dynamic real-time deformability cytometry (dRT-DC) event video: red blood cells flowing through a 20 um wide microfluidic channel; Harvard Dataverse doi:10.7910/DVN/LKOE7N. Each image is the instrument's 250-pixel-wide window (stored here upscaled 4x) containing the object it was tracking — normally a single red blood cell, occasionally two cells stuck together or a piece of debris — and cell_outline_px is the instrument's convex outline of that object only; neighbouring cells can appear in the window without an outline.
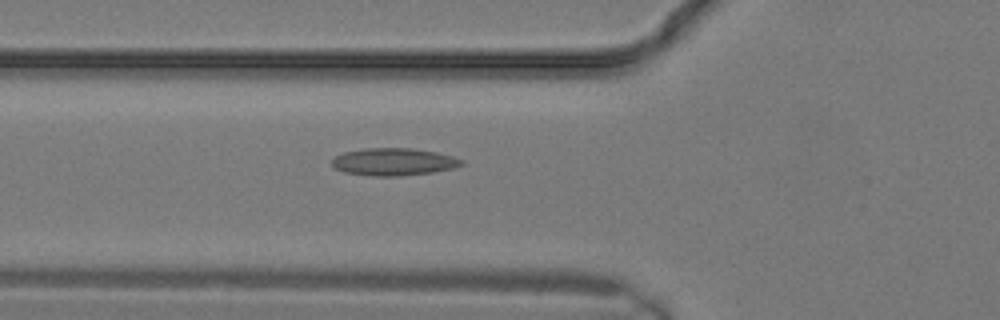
{"species": "common noctule bat (a hibernating species)", "species_latin": "Nyctalus noctula", "temperature_condition": "warm", "stored_images_in_passage": 11, "camera_frame_rate_fps": 3000, "um_per_image_px": 0.085, "animal": {"sex": "male", "body_mass_g": 19.2, "forearm_length_mm": 51.8}, "frame": {"image": 1, "passage_image": 3, "time_ms": 0.667, "image_size_px": [1000, 320], "cell_outline_px": [[464, 164], [456, 168], [432, 172], [400, 176], [372, 176], [344, 172], [336, 168], [332, 164], [332, 160], [336, 156], [344, 152], [364, 148], [412, 148], [436, 152], [452, 156], [464, 160]], "centroid_in_image_um": [33.49, 13.75], "position_along_channel_um": 92.3, "area_um2": 20.75}}
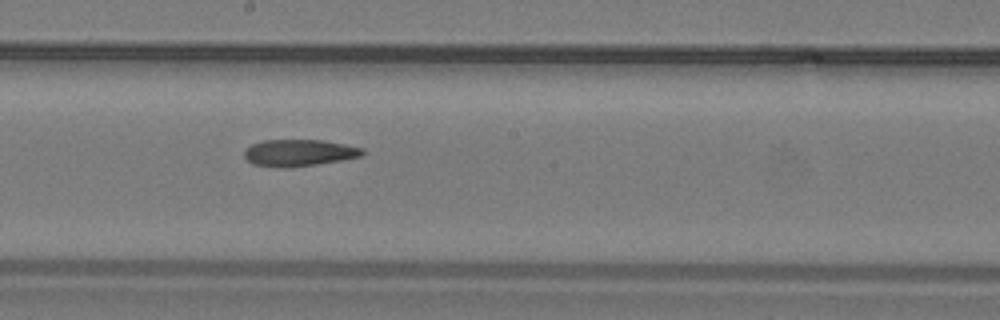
{"frame": {"image": 2, "passage_image": 8, "time_ms": 2.333, "image_size_px": [1000, 320], "cell_outline_px": [[368, 152], [364, 156], [292, 168], [284, 168], [252, 164], [244, 156], [244, 152], [252, 144], [264, 140], [324, 140], [364, 148]], "centroid_in_image_um": [25.48, 12.99], "position_along_channel_um": 222.7, "area_um2": 18.55}}
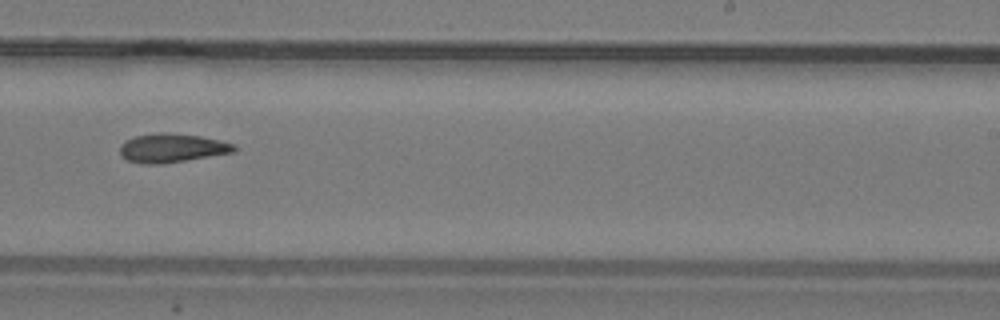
{"frame": {"image": 3, "passage_image": 10, "time_ms": 3.0, "image_size_px": [1000, 320], "cell_outline_px": [[236, 152], [160, 164], [140, 164], [128, 160], [120, 156], [120, 144], [124, 140], [136, 136], [156, 132], [168, 132], [200, 136], [220, 140], [236, 144]], "centroid_in_image_um": [14.6, 12.57], "position_along_channel_um": 274.4, "area_um2": 19.42}}